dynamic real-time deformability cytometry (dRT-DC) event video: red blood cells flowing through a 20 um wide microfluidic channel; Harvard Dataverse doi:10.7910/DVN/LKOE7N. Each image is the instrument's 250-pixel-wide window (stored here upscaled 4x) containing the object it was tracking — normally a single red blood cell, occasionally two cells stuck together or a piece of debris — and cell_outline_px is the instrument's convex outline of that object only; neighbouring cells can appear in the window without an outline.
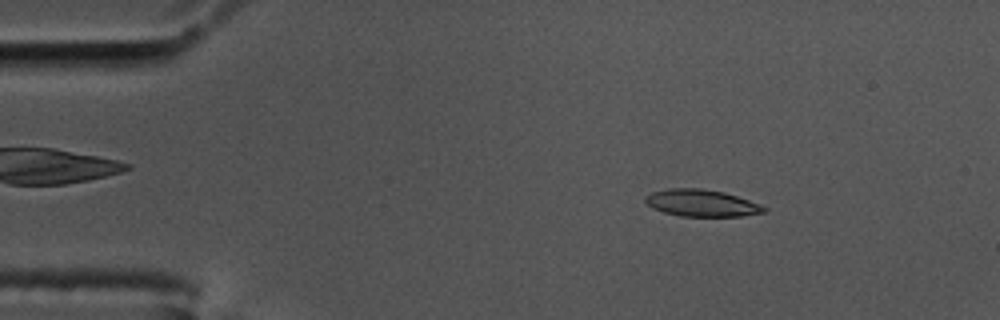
{"species": "common noctule bat (a hibernating species)", "species_latin": "Nyctalus noctula", "temperature_condition": "cold", "stored_images_in_passage": 57, "camera_frame_rate_fps": 3000, "um_per_image_px": 0.085, "animal": {"sex": "male", "body_mass_g": 17.5, "forearm_length_mm": 52.3}, "frame": {"image": 1, "passage_image": 8, "time_ms": 2.333, "image_size_px": [1000, 320], "cell_outline_px": [[768, 208], [764, 212], [740, 216], [680, 216], [664, 212], [652, 208], [644, 200], [644, 196], [652, 192], [668, 188], [700, 188], [724, 192], [760, 204]], "centroid_in_image_um": [59.6, 17.25], "position_along_channel_um": 25.4, "area_um2": 18.55}}
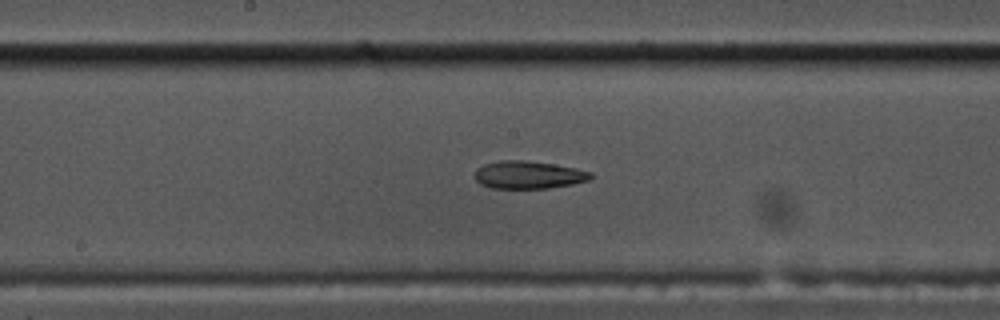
{"frame": {"image": 2, "passage_image": 29, "time_ms": 9.333, "image_size_px": [1000, 320], "cell_outline_px": [[596, 176], [588, 180], [572, 184], [548, 188], [492, 188], [480, 184], [476, 180], [476, 168], [484, 164], [500, 160], [524, 160], [552, 164], [576, 168], [592, 172]], "centroid_in_image_um": [44.94, 14.86], "position_along_channel_um": 203.3, "area_um2": 18.73}}
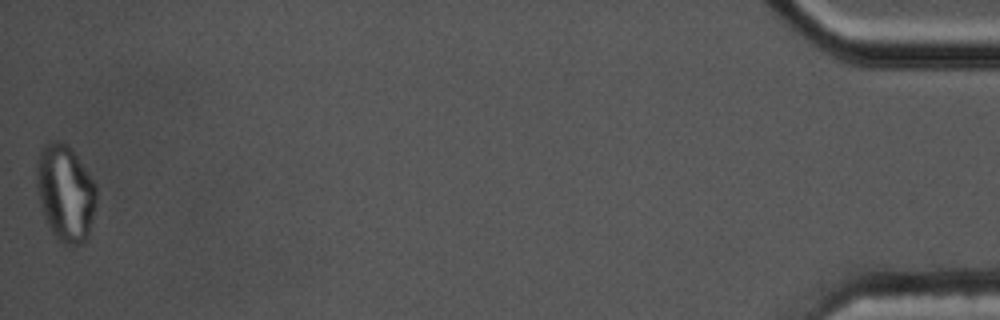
{"frame": {"image": 3, "passage_image": 57, "time_ms": 18.667, "image_size_px": [1000, 320], "cell_outline_px": [[96, 204], [88, 236], [84, 244], [64, 244], [52, 232], [44, 216], [36, 192], [36, 160], [40, 148], [48, 140], [64, 140], [72, 148], [92, 180], [96, 188]], "centroid_in_image_um": [5.52, 16.34], "position_along_channel_um": 429.7, "area_um2": 33.99}, "authors_computed_cell_mechanics": {"area_um2": 19.0162, "velocity_mm_per_s": 3.4573, "shape_relaxation_time_tau1_ms": null, "shape_relaxation_time_tau2_ms": 5.3369, "deformation_change_tau1": null, "deformation_change_tau2": 0.1426}}